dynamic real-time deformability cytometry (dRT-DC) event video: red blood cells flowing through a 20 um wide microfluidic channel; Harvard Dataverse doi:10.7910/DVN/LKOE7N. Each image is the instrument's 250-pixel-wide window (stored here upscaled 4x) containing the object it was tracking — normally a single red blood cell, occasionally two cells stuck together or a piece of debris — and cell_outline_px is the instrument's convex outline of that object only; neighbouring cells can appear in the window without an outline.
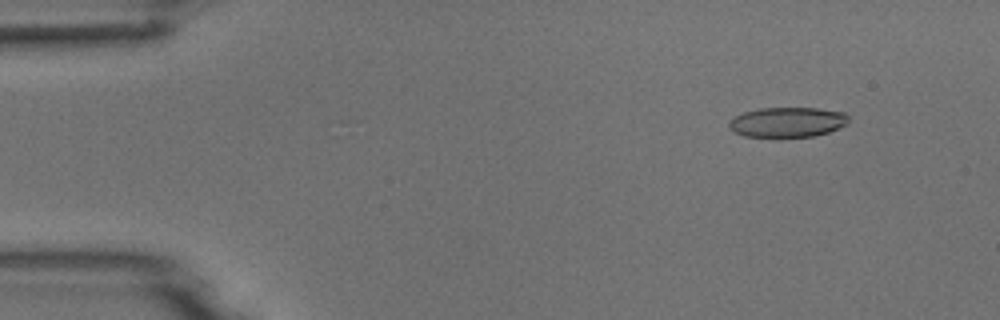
{"species": "common noctule bat (a hibernating species)", "species_latin": "Nyctalus noctula", "temperature_condition": "room temperature", "stored_images_in_passage": 48, "camera_frame_rate_fps": 3000, "um_per_image_px": 0.085, "animal": {"sex": "male", "body_mass_g": 18.8}, "frame": {"image": 1, "passage_image": 1, "time_ms": 0.0, "image_size_px": [1000, 320], "cell_outline_px": [[848, 124], [828, 132], [812, 136], [744, 136], [736, 132], [728, 124], [736, 116], [744, 112], [760, 108], [816, 108], [844, 112], [848, 116]], "centroid_in_image_um": [66.98, 10.37], "position_along_channel_um": 18.0, "area_um2": 20.46}}
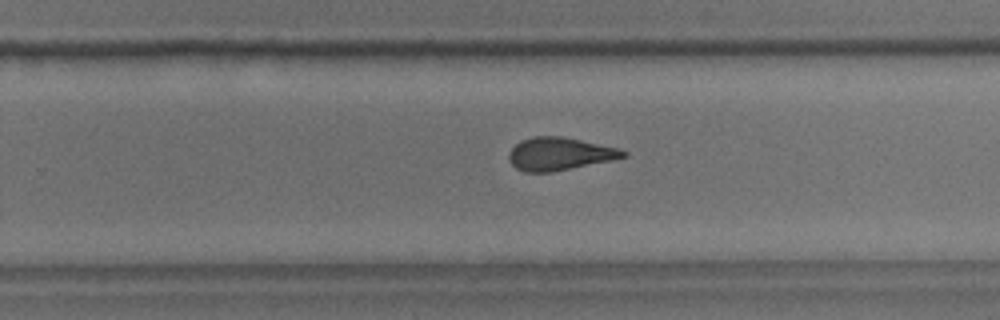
{"frame": {"image": 2, "passage_image": 29, "time_ms": 9.333, "image_size_px": [1000, 320], "cell_outline_px": [[628, 156], [616, 160], [552, 172], [524, 172], [516, 168], [508, 160], [508, 152], [520, 140], [532, 136], [564, 136], [620, 148], [628, 152]], "centroid_in_image_um": [47.6, 13.08], "position_along_channel_um": 282.2, "area_um2": 22.37}}
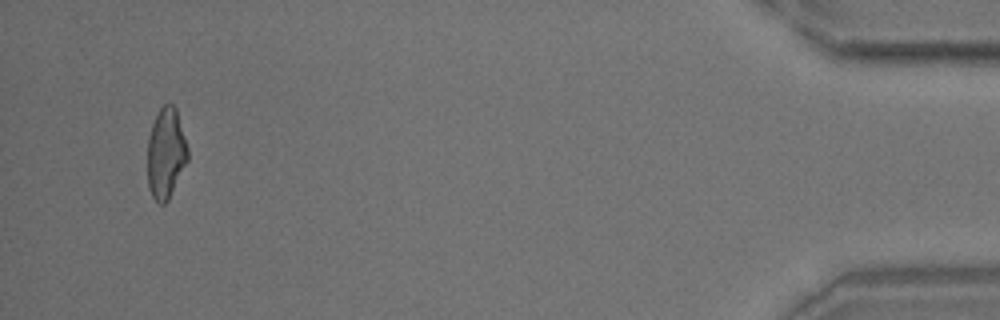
{"frame": {"image": 3, "passage_image": 46, "time_ms": 15.0, "image_size_px": [1000, 320], "cell_outline_px": [[188, 160], [168, 200], [164, 204], [160, 204], [152, 196], [148, 188], [148, 136], [152, 124], [160, 108], [164, 104], [172, 104], [176, 108], [188, 148]], "centroid_in_image_um": [14.1, 13.03], "position_along_channel_um": 421.1, "area_um2": 21.15}}